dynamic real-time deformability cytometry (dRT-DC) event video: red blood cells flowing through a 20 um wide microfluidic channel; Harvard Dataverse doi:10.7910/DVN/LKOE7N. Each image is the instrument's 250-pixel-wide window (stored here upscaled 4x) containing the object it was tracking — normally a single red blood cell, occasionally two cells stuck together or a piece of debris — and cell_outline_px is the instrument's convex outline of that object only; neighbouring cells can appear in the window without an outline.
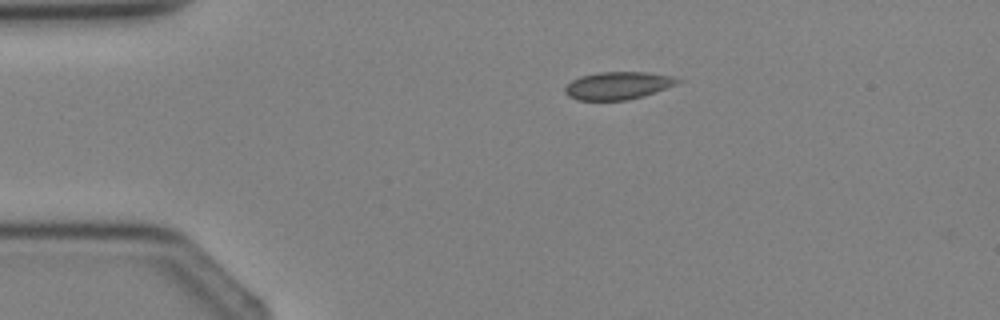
{"species": "Egyptian fruit bat (a non-hibernating species)", "species_latin": "Rousettus aegyptiacus", "temperature_condition": "cold", "stored_images_in_passage": 3, "camera_frame_rate_fps": 3000, "um_per_image_px": 0.085, "animal": {"sex": "female"}, "frame": {"image": 1, "passage_image": 1, "time_ms": 0.0, "image_size_px": [1000, 320], "cell_outline_px": [[684, 80], [676, 84], [644, 96], [628, 100], [576, 100], [568, 96], [564, 92], [564, 88], [572, 80], [580, 76], [596, 72], [648, 72], [672, 76]], "centroid_in_image_um": [52.51, 7.27], "position_along_channel_um": 32.5, "area_um2": 18.26}}
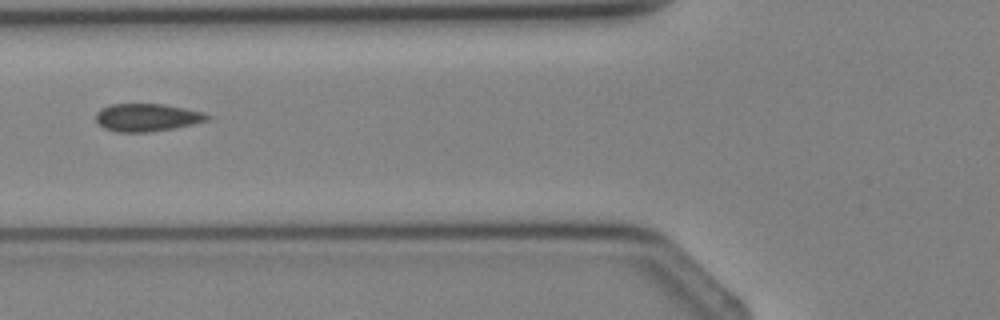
{"frame": {"image": 2, "passage_image": 3, "time_ms": 2.333, "image_size_px": [1000, 320], "cell_outline_px": [[216, 116], [208, 120], [192, 124], [172, 128], [148, 132], [116, 132], [104, 128], [96, 120], [96, 112], [112, 104], [164, 104], [204, 112]], "centroid_in_image_um": [12.55, 9.98], "position_along_channel_um": 113.3, "area_um2": 17.98}}